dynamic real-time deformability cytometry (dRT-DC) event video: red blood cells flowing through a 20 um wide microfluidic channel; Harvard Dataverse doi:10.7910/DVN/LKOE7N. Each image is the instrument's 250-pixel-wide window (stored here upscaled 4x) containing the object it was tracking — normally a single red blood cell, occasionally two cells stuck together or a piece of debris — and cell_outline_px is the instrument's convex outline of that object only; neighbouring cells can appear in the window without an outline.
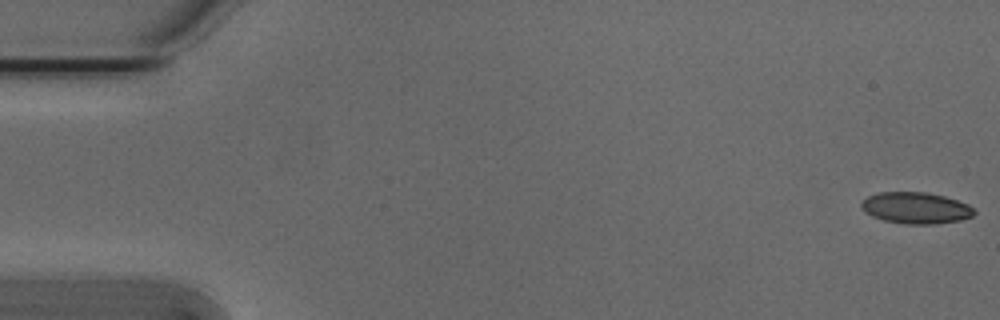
{"species": "Egyptian fruit bat (a non-hibernating species)", "species_latin": "Rousettus aegyptiacus", "temperature_condition": "cold", "stored_images_in_passage": 54, "camera_frame_rate_fps": 3000, "um_per_image_px": 0.085, "animal": {"sex": "male"}, "frame": {"image": 1, "passage_image": 1, "time_ms": 0.0, "image_size_px": [1000, 320], "cell_outline_px": [[976, 212], [972, 216], [960, 220], [936, 224], [904, 224], [884, 220], [872, 216], [864, 212], [860, 208], [860, 204], [868, 196], [876, 192], [928, 192], [944, 196], [968, 204]], "centroid_in_image_um": [77.82, 17.67], "position_along_channel_um": 7.2, "area_um2": 20.75}}
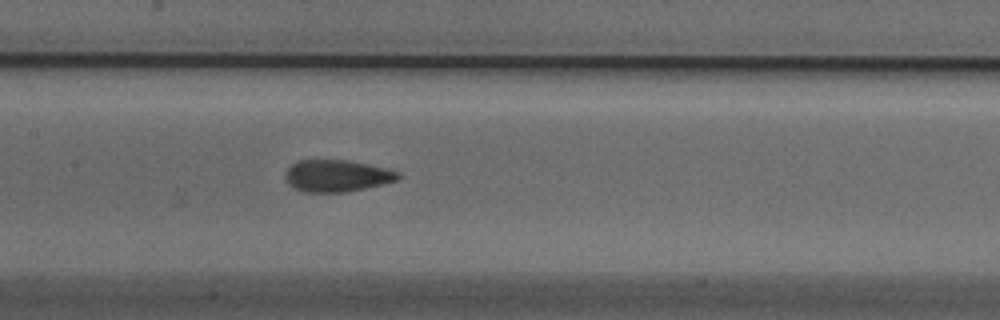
{"frame": {"image": 2, "passage_image": 26, "time_ms": 8.333, "image_size_px": [1000, 320], "cell_outline_px": [[400, 176], [396, 180], [384, 184], [348, 192], [304, 192], [288, 184], [284, 180], [284, 172], [296, 160], [348, 160], [384, 168], [400, 172]], "centroid_in_image_um": [28.59, 14.95], "position_along_channel_um": 178.8, "area_um2": 21.04}}
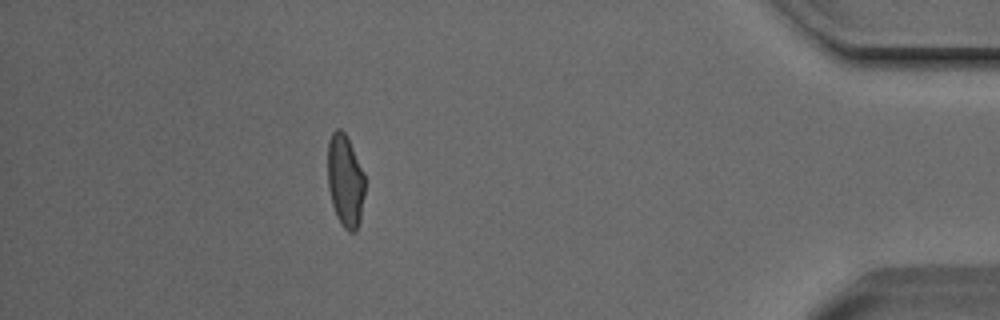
{"frame": {"image": 3, "passage_image": 48, "time_ms": 15.667, "image_size_px": [1000, 320], "cell_outline_px": [[364, 192], [360, 220], [356, 232], [348, 232], [340, 224], [336, 216], [332, 204], [328, 188], [328, 140], [332, 132], [336, 128], [340, 128], [344, 132], [348, 140], [364, 176]], "centroid_in_image_um": [29.32, 15.41], "position_along_channel_um": 405.9, "area_um2": 19.83}, "authors_computed_cell_mechanics": {"area_um2": 20.9525, "velocity_mm_per_s": 3.8156, "shape_relaxation_time_tau1_ms": 4.0672, "shape_relaxation_time_tau2_ms": 1.6074, "deformation_change_tau1": 0.1256, "deformation_change_tau2": 0.0626}}